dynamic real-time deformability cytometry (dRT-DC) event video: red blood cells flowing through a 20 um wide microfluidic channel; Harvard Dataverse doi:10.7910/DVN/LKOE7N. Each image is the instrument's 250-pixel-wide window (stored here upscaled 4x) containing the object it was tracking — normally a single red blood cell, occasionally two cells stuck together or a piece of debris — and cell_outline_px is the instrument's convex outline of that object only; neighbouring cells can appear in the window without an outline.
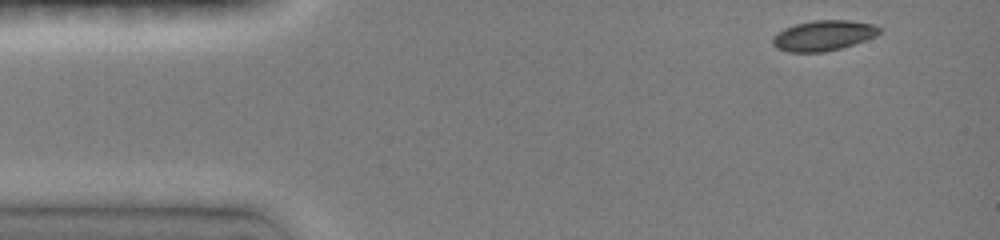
{"species": "common noctule bat (a hibernating species)", "species_latin": "Nyctalus noctula", "temperature_condition": "room temperature", "stored_images_in_passage": 41, "camera_frame_rate_fps": 3000, "um_per_image_px": 0.085, "animal": {"sex": "female", "body_mass_g": 19.0, "forearm_length_mm": 51.5}, "frame": {"image": 1, "passage_image": 1, "time_ms": 0.0, "image_size_px": [1000, 240], "cell_outline_px": [[880, 32], [876, 36], [840, 48], [824, 52], [788, 52], [776, 48], [772, 44], [772, 36], [784, 28], [796, 24], [812, 20], [848, 20], [872, 24], [880, 28]], "centroid_in_image_um": [69.94, 3.02], "position_along_channel_um": 15.1, "area_um2": 18.79}}
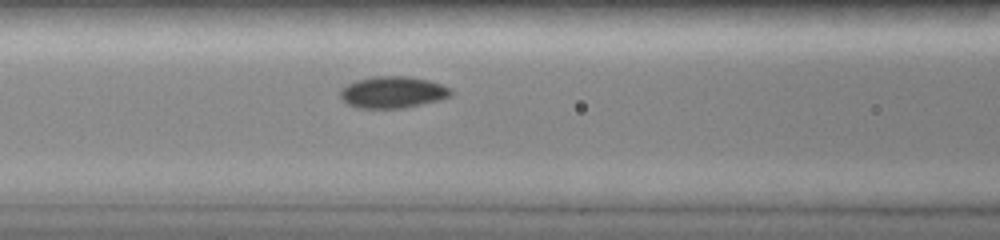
{"frame": {"image": 2, "passage_image": 16, "time_ms": 5.0, "image_size_px": [1000, 240], "cell_outline_px": [[452, 96], [440, 100], [404, 108], [356, 108], [348, 104], [340, 96], [340, 92], [348, 84], [356, 80], [372, 76], [408, 76], [428, 80], [452, 88]], "centroid_in_image_um": [33.42, 7.84], "position_along_channel_um": 133.2, "area_um2": 20.46}}
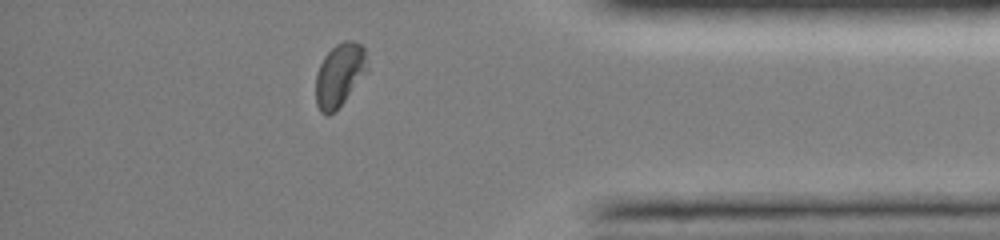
{"frame": {"image": 3, "passage_image": 37, "time_ms": 12.0, "image_size_px": [1000, 240], "cell_outline_px": [[368, 72], [344, 100], [328, 116], [324, 116], [320, 112], [316, 104], [316, 72], [324, 56], [336, 44], [344, 40], [352, 40], [360, 44], [364, 48], [368, 68]], "centroid_in_image_um": [28.86, 6.35], "position_along_channel_um": 406.3, "area_um2": 18.96}, "authors_computed_cell_mechanics": {"area_um2": 19.4208, "velocity_mm_per_s": 4.1065, "shape_relaxation_time_tau1_ms": 3.2749, "shape_relaxation_time_tau2_ms": 1.1972, "deformation_change_tau1": 0.0923, "deformation_change_tau2": 0.0328}}